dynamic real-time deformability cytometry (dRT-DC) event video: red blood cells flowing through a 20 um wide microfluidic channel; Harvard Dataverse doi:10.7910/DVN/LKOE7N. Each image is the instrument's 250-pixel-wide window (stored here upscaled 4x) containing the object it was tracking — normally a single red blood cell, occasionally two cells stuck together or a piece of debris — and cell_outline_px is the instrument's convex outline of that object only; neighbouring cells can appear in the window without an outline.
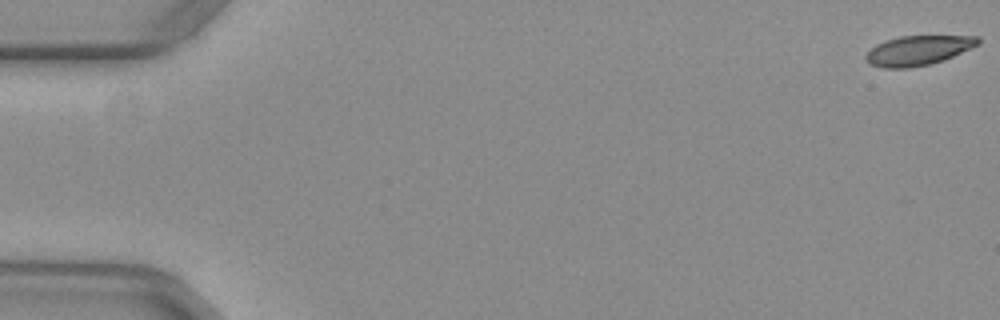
{"species": "common noctule bat (a hibernating species)", "species_latin": "Nyctalus noctula", "temperature_condition": "warm", "stored_images_in_passage": 53, "camera_frame_rate_fps": 3000, "um_per_image_px": 0.085, "animal": {"sex": "female", "body_mass_g": 29.2, "forearm_length_mm": 56.3}, "frame": {"image": 1, "passage_image": 1, "time_ms": 0.0, "image_size_px": [1000, 320], "cell_outline_px": [[980, 44], [944, 60], [932, 64], [908, 68], [884, 68], [868, 64], [864, 60], [864, 56], [876, 44], [884, 40], [900, 36], [980, 36]], "centroid_in_image_um": [78.02, 4.29], "position_along_channel_um": 7.0, "area_um2": 19.59}}
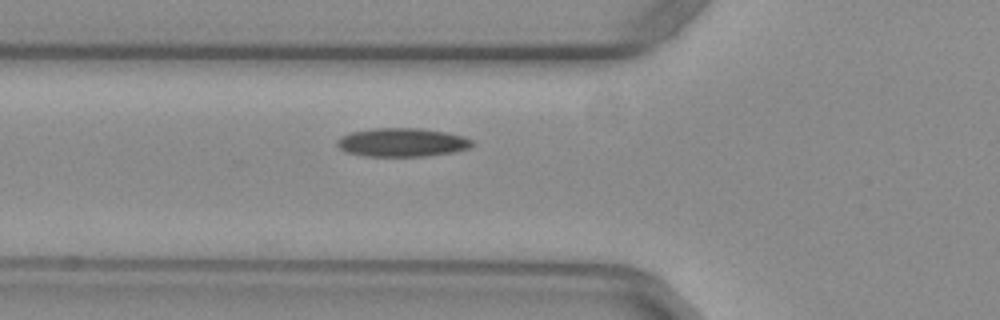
{"frame": {"image": 2, "passage_image": 20, "time_ms": 6.333, "image_size_px": [1000, 320], "cell_outline_px": [[476, 144], [468, 148], [456, 152], [424, 156], [364, 156], [344, 152], [336, 144], [336, 140], [340, 136], [352, 132], [372, 128], [420, 128], [448, 132], [464, 136], [472, 140]], "centroid_in_image_um": [34.19, 12.1], "position_along_channel_um": 91.6, "area_um2": 22.83}}
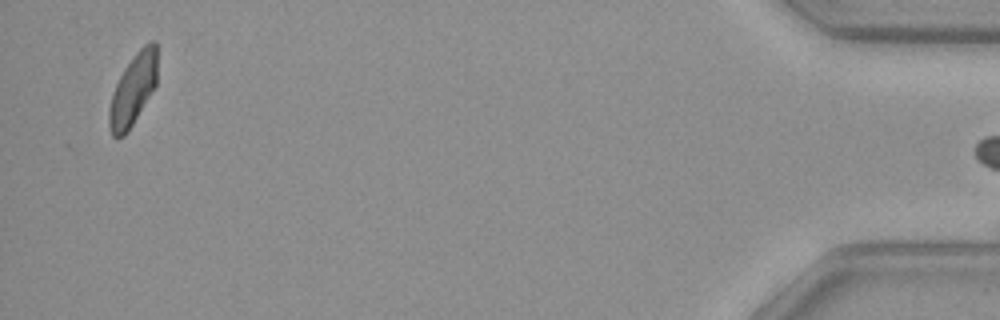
{"frame": {"image": 3, "passage_image": 52, "time_ms": 17.0, "image_size_px": [1000, 320], "cell_outline_px": [[156, 84], [132, 124], [124, 136], [112, 136], [108, 128], [108, 112], [112, 92], [124, 68], [136, 52], [148, 40], [156, 40]], "centroid_in_image_um": [11.28, 7.59], "position_along_channel_um": 423.9, "area_um2": 19.77}}